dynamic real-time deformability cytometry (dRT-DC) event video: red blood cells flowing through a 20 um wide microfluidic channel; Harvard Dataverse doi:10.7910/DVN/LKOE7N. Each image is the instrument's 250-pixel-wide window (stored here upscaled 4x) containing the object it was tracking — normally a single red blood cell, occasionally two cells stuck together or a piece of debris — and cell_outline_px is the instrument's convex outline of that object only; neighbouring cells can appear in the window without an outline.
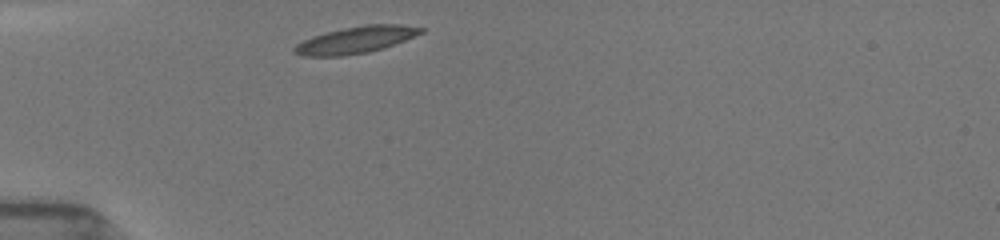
{"species": "common noctule bat (a hibernating species)", "species_latin": "Nyctalus noctula", "temperature_condition": "room temperature", "stored_images_in_passage": 15, "camera_frame_rate_fps": 3000, "um_per_image_px": 0.085, "animal": {"sex": "female", "body_mass_g": 19.5, "forearm_length_mm": 54.1}, "frame": {"image": 1, "passage_image": 1, "time_ms": 0.0, "image_size_px": [1000, 240], "cell_outline_px": [[424, 32], [384, 48], [368, 52], [340, 56], [304, 56], [292, 52], [292, 48], [296, 44], [312, 36], [344, 28], [364, 24], [400, 24], [424, 28]], "centroid_in_image_um": [30.23, 3.39], "position_along_channel_um": 54.8, "area_um2": 19.65}}
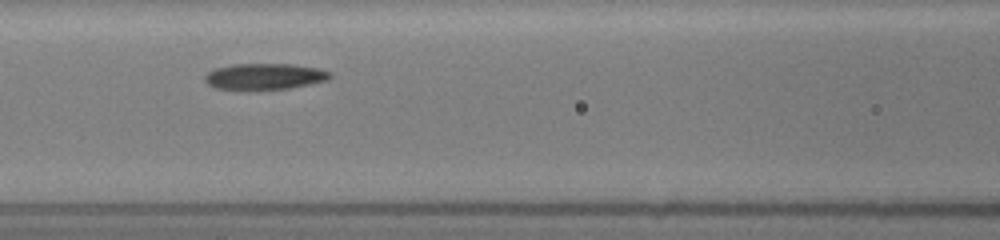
{"frame": {"image": 2, "passage_image": 6, "time_ms": 2.667, "image_size_px": [1000, 240], "cell_outline_px": [[332, 76], [328, 80], [288, 88], [248, 92], [216, 88], [208, 84], [204, 80], [204, 76], [208, 72], [216, 68], [232, 64], [292, 64], [316, 68], [332, 72]], "centroid_in_image_um": [22.44, 6.53], "position_along_channel_um": 144.2, "area_um2": 19.59}}
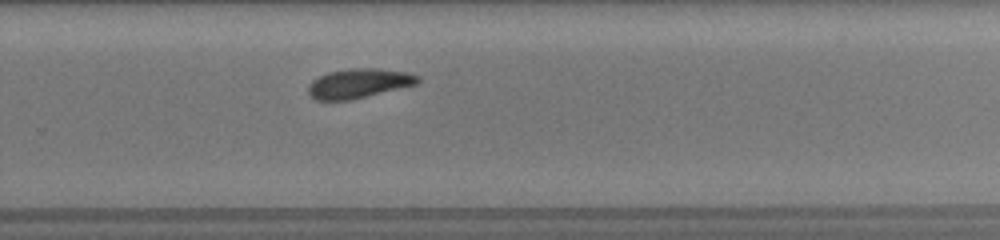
{"frame": {"image": 3, "passage_image": 15, "time_ms": 6.667, "image_size_px": [1000, 240], "cell_outline_px": [[420, 80], [416, 84], [352, 100], [316, 100], [308, 92], [308, 88], [312, 80], [328, 72], [348, 68], [380, 68], [408, 72], [420, 76]], "centroid_in_image_um": [30.52, 7.07], "position_along_channel_um": 299.3, "area_um2": 18.84}}